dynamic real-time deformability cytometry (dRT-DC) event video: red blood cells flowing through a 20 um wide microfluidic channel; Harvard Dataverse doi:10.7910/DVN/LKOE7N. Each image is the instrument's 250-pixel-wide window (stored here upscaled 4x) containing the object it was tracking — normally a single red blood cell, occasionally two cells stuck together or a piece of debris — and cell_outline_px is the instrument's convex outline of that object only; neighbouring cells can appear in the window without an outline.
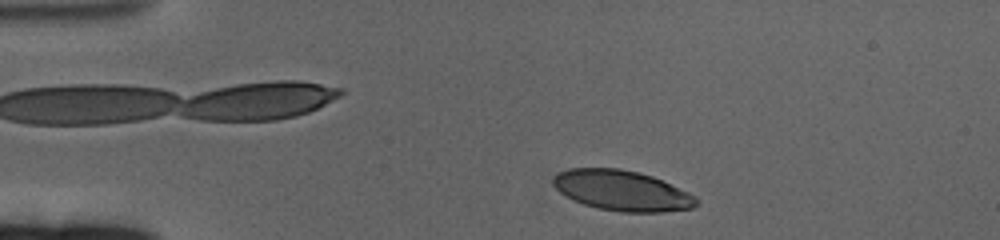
{"species": "human", "species_latin": "Homo sapiens", "temperature_condition": "cold", "stored_images_in_passage": 53, "camera_frame_rate_fps": 3000, "um_per_image_px": 0.085, "donor": {"sex": "female"}, "frame": {"image": 1, "passage_image": 3, "time_ms": 0.667, "image_size_px": [1000, 240], "cell_outline_px": [[700, 204], [692, 208], [660, 212], [620, 212], [596, 208], [584, 204], [564, 196], [552, 184], [552, 176], [556, 172], [568, 168], [620, 168], [640, 172], [652, 176], [688, 192], [700, 200]], "centroid_in_image_um": [52.83, 16.19], "position_along_channel_um": 32.2, "area_um2": 33.99}}
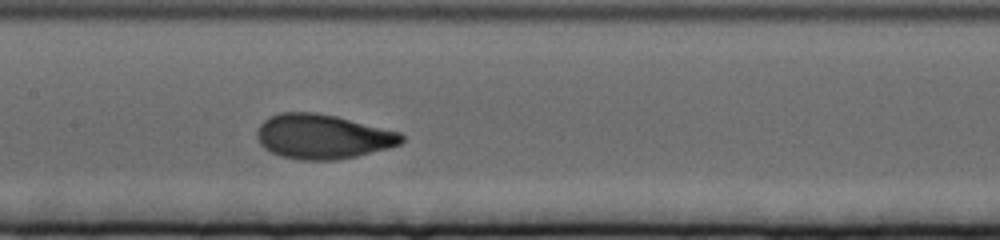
{"frame": {"image": 2, "passage_image": 22, "time_ms": 7.0, "image_size_px": [1000, 240], "cell_outline_px": [[404, 140], [400, 144], [388, 148], [356, 156], [336, 160], [300, 160], [280, 156], [264, 148], [260, 144], [256, 136], [256, 132], [260, 124], [264, 120], [280, 112], [316, 112], [336, 116], [400, 132], [404, 136]], "centroid_in_image_um": [27.41, 11.61], "position_along_channel_um": 180.0, "area_um2": 37.57}}
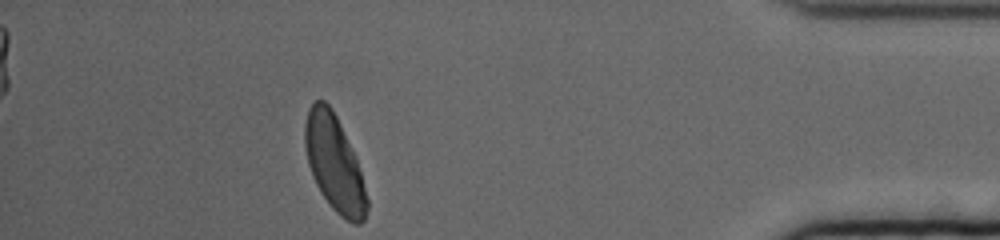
{"frame": {"image": 3, "passage_image": 47, "time_ms": 15.333, "image_size_px": [1000, 240], "cell_outline_px": [[368, 208], [364, 220], [360, 224], [352, 224], [340, 216], [332, 208], [316, 184], [312, 176], [308, 164], [304, 144], [304, 124], [308, 108], [316, 100], [324, 100], [332, 108], [356, 156], [368, 200]], "centroid_in_image_um": [28.41, 13.89], "position_along_channel_um": 406.8, "area_um2": 34.62}, "authors_computed_cell_mechanics": {"area_um2": 36.125, "velocity_mm_per_s": 3.2534, "shape_relaxation_time_tau1_ms": 3.0515, "shape_relaxation_time_tau2_ms": null, "deformation_change_tau1": 0.1673, "deformation_change_tau2": null}}